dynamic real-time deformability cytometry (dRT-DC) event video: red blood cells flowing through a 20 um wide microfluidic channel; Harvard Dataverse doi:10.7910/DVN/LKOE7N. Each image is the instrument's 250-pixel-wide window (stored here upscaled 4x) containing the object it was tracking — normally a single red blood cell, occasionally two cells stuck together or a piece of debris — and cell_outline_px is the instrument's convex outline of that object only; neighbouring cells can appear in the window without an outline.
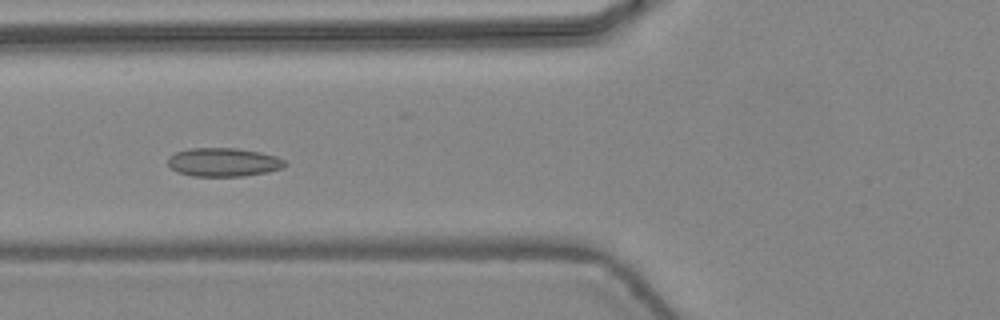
{"species": "common noctule bat (a hibernating species)", "species_latin": "Nyctalus noctula", "temperature_condition": "warm", "stored_images_in_passage": 48, "camera_frame_rate_fps": 3000, "um_per_image_px": 0.085, "animal": {"sex": "female", "body_mass_g": 24.6, "forearm_length_mm": 56.2}, "frame": {"image": 1, "passage_image": 20, "time_ms": 6.333, "image_size_px": [1000, 320], "cell_outline_px": [[288, 164], [284, 168], [268, 172], [244, 176], [192, 176], [176, 172], [168, 164], [168, 156], [176, 152], [188, 148], [236, 148], [260, 152], [276, 156], [284, 160]], "centroid_in_image_um": [19.0, 13.79], "position_along_channel_um": 106.8, "area_um2": 19.71}}
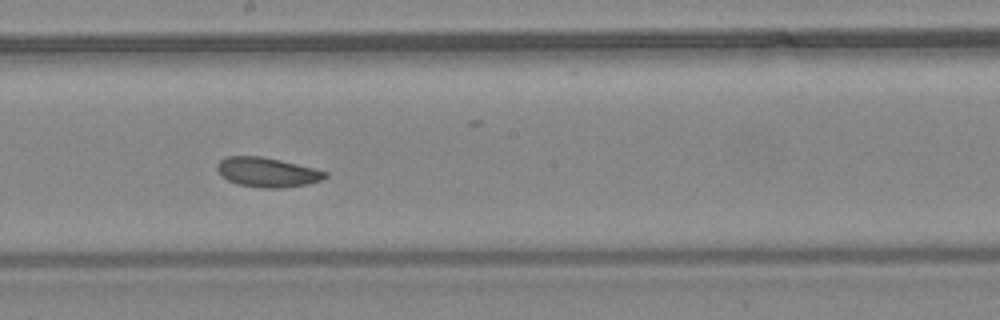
{"frame": {"image": 2, "passage_image": 28, "time_ms": 9.0, "image_size_px": [1000, 320], "cell_outline_px": [[328, 176], [320, 180], [308, 184], [280, 188], [260, 188], [236, 184], [228, 180], [216, 168], [216, 164], [220, 160], [228, 156], [260, 156], [280, 160], [316, 168], [328, 172]], "centroid_in_image_um": [22.73, 14.64], "position_along_channel_um": 225.5, "area_um2": 18.61}}
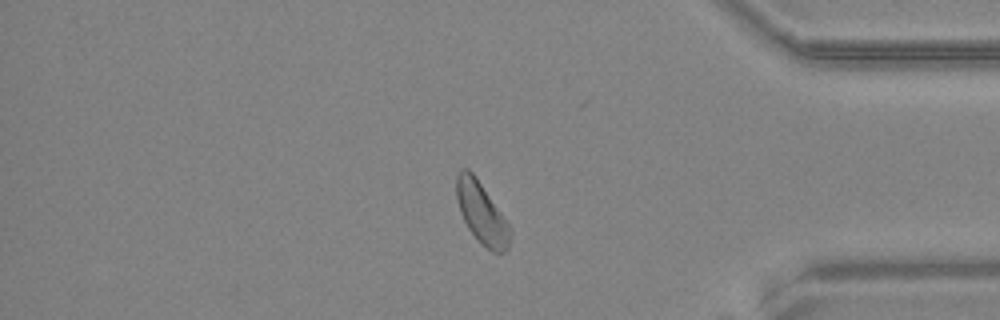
{"frame": {"image": 3, "passage_image": 41, "time_ms": 13.333, "image_size_px": [1000, 320], "cell_outline_px": [[512, 232], [508, 248], [504, 252], [492, 252], [480, 244], [468, 228], [460, 212], [456, 200], [456, 176], [460, 168], [468, 168], [476, 176], [512, 228]], "centroid_in_image_um": [40.94, 18.11], "position_along_channel_um": 394.3, "area_um2": 19.48}, "authors_computed_cell_mechanics": {"area_um2": 19.4786, "velocity_mm_per_s": 4.4427, "shape_relaxation_time_tau1_ms": 5.6165, "shape_relaxation_time_tau2_ms": 3.123, "deformation_change_tau1": 0.0717, "deformation_change_tau2": 0.0853}}